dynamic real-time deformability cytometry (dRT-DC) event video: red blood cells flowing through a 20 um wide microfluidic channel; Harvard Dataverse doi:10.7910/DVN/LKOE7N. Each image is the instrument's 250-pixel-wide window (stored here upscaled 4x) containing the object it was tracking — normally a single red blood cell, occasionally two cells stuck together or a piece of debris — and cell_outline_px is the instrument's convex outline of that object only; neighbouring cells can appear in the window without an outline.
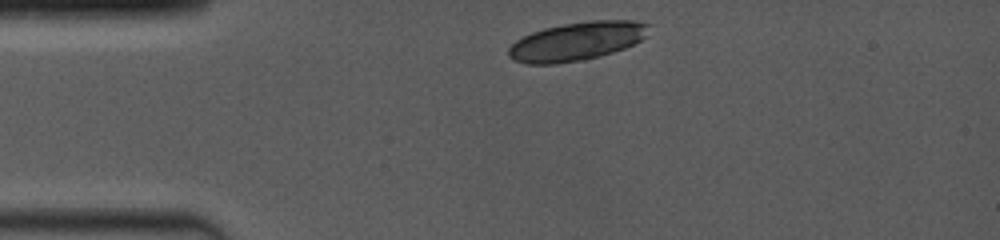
{"species": "common noctule bat (a hibernating species)", "species_latin": "Nyctalus noctula", "temperature_condition": "room temperature", "stored_images_in_passage": 5, "camera_frame_rate_fps": 4000, "um_per_image_px": 0.085, "animal": {"sex": "female", "body_mass_g": 19.0, "forearm_length_mm": 53.3}, "frame": {"image": 1, "passage_image": 1, "time_ms": 0.0, "image_size_px": [1000, 240], "cell_outline_px": [[652, 24], [648, 36], [624, 48], [612, 52], [584, 60], [556, 64], [528, 64], [512, 60], [508, 56], [508, 48], [516, 40], [532, 32], [544, 28], [564, 24], [588, 20], [632, 20]], "centroid_in_image_um": [49.05, 3.5], "position_along_channel_um": 36.0, "area_um2": 31.73}}